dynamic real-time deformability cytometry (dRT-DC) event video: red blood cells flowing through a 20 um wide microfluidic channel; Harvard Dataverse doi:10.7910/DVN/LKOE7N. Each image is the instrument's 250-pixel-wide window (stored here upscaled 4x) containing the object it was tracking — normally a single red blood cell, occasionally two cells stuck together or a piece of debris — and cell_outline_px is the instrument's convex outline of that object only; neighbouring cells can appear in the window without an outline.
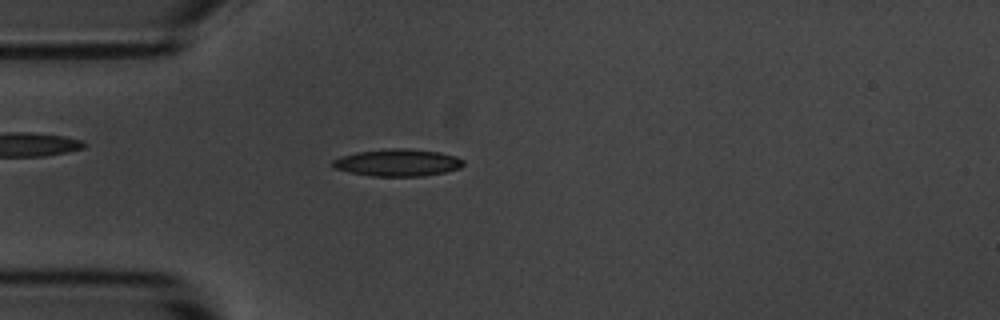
{"species": "common noctule bat (a hibernating species)", "species_latin": "Nyctalus noctula", "temperature_condition": "room temperature", "stored_images_in_passage": 47, "camera_frame_rate_fps": 3000, "um_per_image_px": 0.085, "animal": {"sex": "male", "body_mass_g": 20.1, "forearm_length_mm": 53.5}, "frame": {"image": 1, "passage_image": 7, "time_ms": 2.0, "image_size_px": [1000, 320], "cell_outline_px": [[464, 164], [460, 168], [444, 172], [424, 176], [372, 176], [332, 168], [332, 160], [340, 156], [356, 152], [392, 148], [408, 148], [440, 152], [456, 156], [464, 160]], "centroid_in_image_um": [33.81, 13.81], "position_along_channel_um": 51.2, "area_um2": 20.75}}
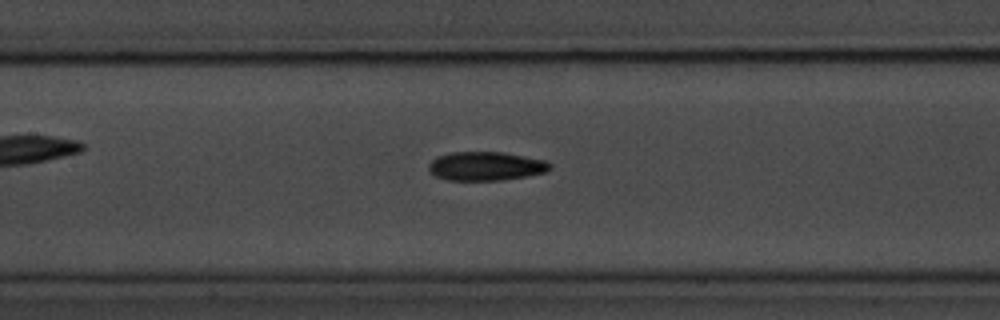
{"frame": {"image": 2, "passage_image": 17, "time_ms": 5.333, "image_size_px": [1000, 320], "cell_outline_px": [[552, 168], [548, 172], [528, 176], [500, 180], [448, 180], [436, 176], [428, 172], [428, 164], [436, 156], [452, 152], [504, 152], [544, 160], [552, 164]], "centroid_in_image_um": [41.3, 14.12], "position_along_channel_um": 166.1, "area_um2": 20.58}}
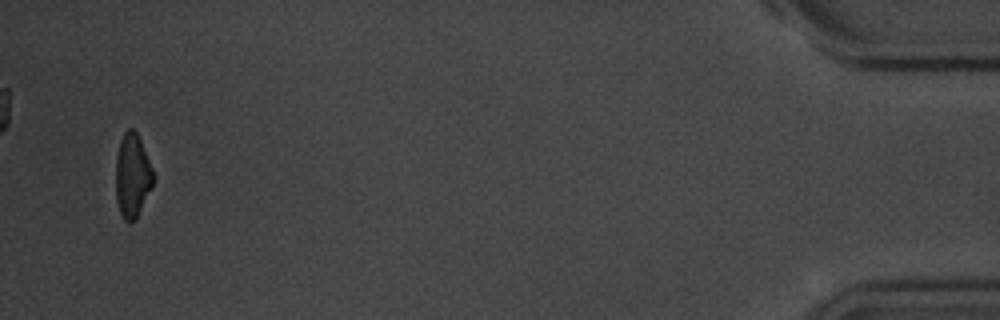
{"frame": {"image": 3, "passage_image": 45, "time_ms": 14.667, "image_size_px": [1000, 320], "cell_outline_px": [[152, 184], [136, 216], [132, 220], [124, 220], [120, 212], [116, 200], [116, 156], [120, 140], [124, 132], [128, 128], [132, 128], [136, 132], [140, 140], [152, 168]], "centroid_in_image_um": [11.21, 14.86], "position_along_channel_um": 424.0, "area_um2": 17.63}, "authors_computed_cell_mechanics": {"area_um2": 19.7676, "velocity_mm_per_s": 3.6734, "shape_relaxation_time_tau1_ms": 3.2885, "shape_relaxation_time_tau2_ms": 4.5983, "deformation_change_tau1": 0.1388, "deformation_change_tau2": 0.1326}}